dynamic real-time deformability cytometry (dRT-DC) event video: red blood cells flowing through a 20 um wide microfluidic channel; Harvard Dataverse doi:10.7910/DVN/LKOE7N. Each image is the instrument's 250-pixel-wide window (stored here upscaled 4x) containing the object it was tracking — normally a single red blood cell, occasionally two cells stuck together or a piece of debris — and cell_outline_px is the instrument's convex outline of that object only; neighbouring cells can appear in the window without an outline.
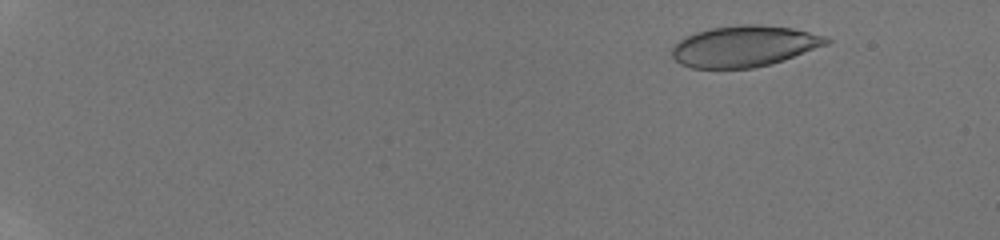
{"species": "human", "species_latin": "Homo sapiens", "temperature_condition": "room temperature", "stored_images_in_passage": 55, "camera_frame_rate_fps": 3000, "um_per_image_px": 0.085, "donor": {"sex": "male"}, "frame": {"image": 1, "passage_image": 2, "time_ms": 0.333, "image_size_px": [1000, 240], "cell_outline_px": [[832, 40], [828, 44], [784, 60], [752, 68], [692, 68], [680, 64], [672, 56], [672, 48], [684, 36], [708, 28], [740, 24], [760, 24], [792, 28], [828, 36]], "centroid_in_image_um": [63.27, 3.91], "position_along_channel_um": 21.7, "area_um2": 37.11}}
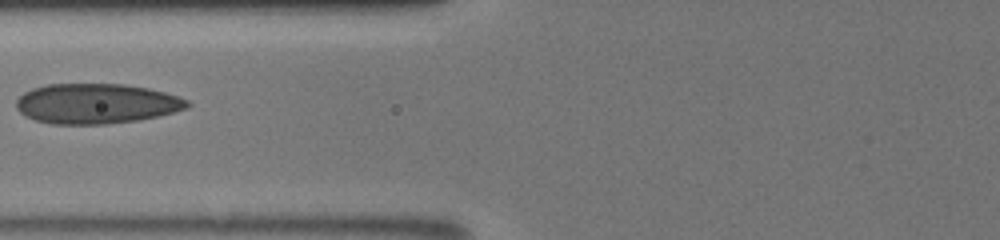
{"frame": {"image": 2, "passage_image": 23, "time_ms": 6.667, "image_size_px": [1000, 240], "cell_outline_px": [[192, 104], [188, 108], [160, 116], [140, 120], [108, 124], [52, 124], [36, 120], [24, 116], [16, 108], [16, 100], [24, 92], [32, 88], [48, 84], [124, 84], [148, 88], [164, 92], [188, 100]], "centroid_in_image_um": [8.2, 8.81], "position_along_channel_um": 117.6, "area_um2": 40.23}}
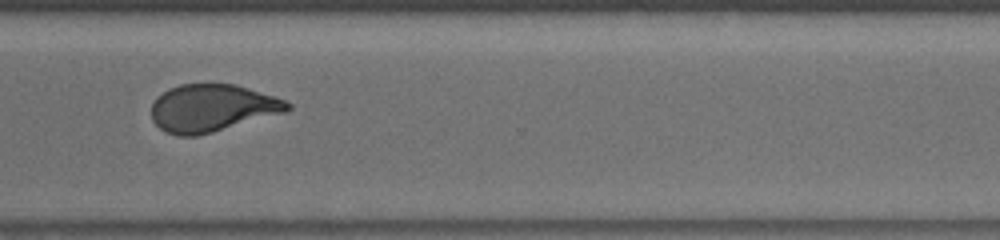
{"frame": {"image": 3, "passage_image": 54, "time_ms": 12.333, "image_size_px": [1000, 240], "cell_outline_px": [[292, 108], [288, 112], [212, 132], [196, 136], [180, 136], [168, 132], [160, 128], [152, 120], [152, 104], [156, 96], [168, 88], [180, 84], [236, 84], [276, 96], [292, 104]], "centroid_in_image_um": [18.06, 9.17], "position_along_channel_um": 352.5, "area_um2": 37.8}}